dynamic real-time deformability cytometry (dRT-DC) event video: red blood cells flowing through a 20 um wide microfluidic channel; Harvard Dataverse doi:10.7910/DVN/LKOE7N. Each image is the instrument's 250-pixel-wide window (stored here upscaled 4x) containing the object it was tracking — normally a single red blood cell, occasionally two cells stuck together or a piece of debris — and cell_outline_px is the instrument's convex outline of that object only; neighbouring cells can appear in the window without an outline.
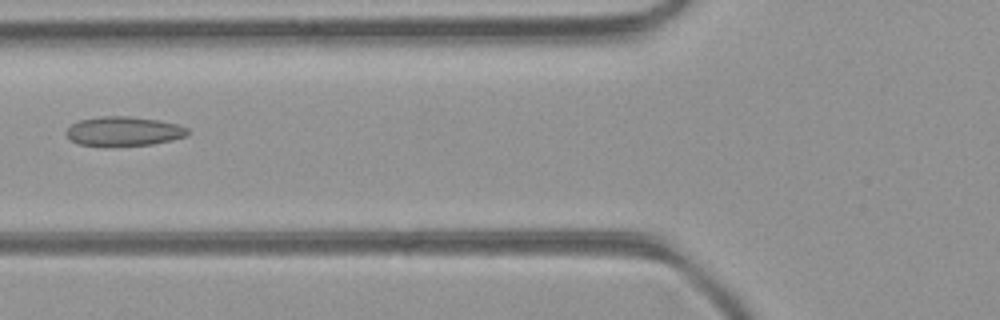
{"species": "common noctule bat (a hibernating species)", "species_latin": "Nyctalus noctula", "temperature_condition": "room temperature", "stored_images_in_passage": 8, "camera_frame_rate_fps": 3000, "um_per_image_px": 0.085, "animal": {"sex": "female", "body_mass_g": 21.9}, "frame": {"image": 1, "passage_image": 6, "time_ms": 1.667, "image_size_px": [1000, 320], "cell_outline_px": [[188, 132], [184, 136], [172, 140], [152, 144], [108, 148], [104, 148], [76, 144], [64, 132], [72, 124], [80, 120], [100, 116], [128, 116], [160, 120], [176, 124], [188, 128]], "centroid_in_image_um": [10.46, 11.19], "position_along_channel_um": 115.3, "area_um2": 21.27}}
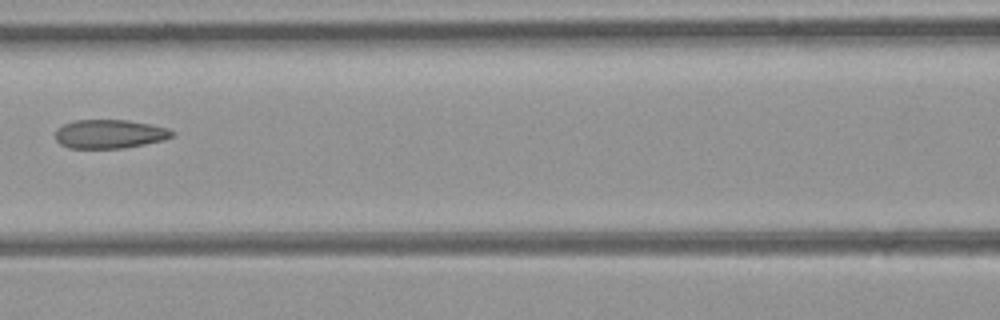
{"frame": {"image": 2, "passage_image": 7, "time_ms": 2.0, "image_size_px": [1000, 320], "cell_outline_px": [[176, 132], [172, 136], [164, 140], [124, 148], [68, 148], [60, 144], [56, 140], [56, 128], [64, 124], [76, 120], [128, 120], [168, 128]], "centroid_in_image_um": [9.31, 11.39], "position_along_channel_um": 157.3, "area_um2": 19.59}}
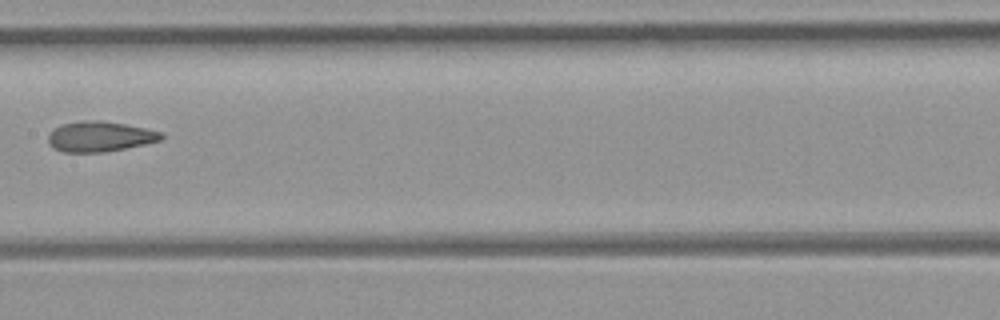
{"frame": {"image": 3, "passage_image": 8, "time_ms": 2.333, "image_size_px": [1000, 320], "cell_outline_px": [[164, 136], [160, 140], [144, 144], [104, 152], [64, 152], [52, 148], [48, 144], [48, 136], [56, 128], [64, 124], [84, 120], [100, 120], [124, 124], [144, 128], [160, 132]], "centroid_in_image_um": [8.46, 11.61], "position_along_channel_um": 198.9, "area_um2": 19.65}}